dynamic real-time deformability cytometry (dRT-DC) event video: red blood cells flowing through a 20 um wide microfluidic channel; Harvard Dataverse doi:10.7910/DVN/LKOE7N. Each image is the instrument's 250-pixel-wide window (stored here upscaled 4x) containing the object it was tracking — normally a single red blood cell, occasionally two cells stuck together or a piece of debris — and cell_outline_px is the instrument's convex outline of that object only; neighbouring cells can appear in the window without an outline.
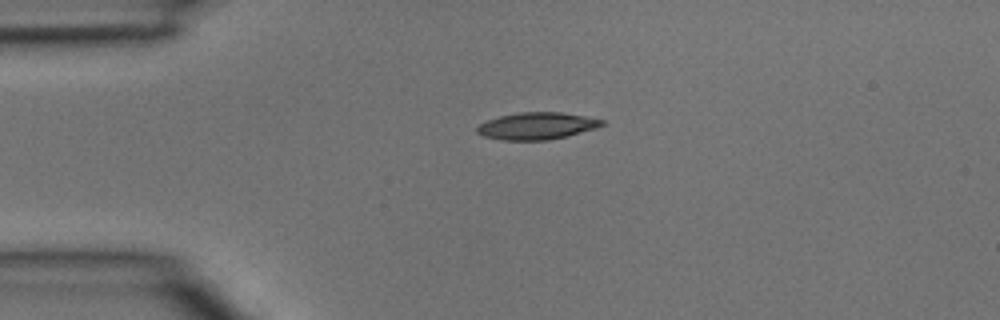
{"species": "common noctule bat (a hibernating species)", "species_latin": "Nyctalus noctula", "temperature_condition": "room temperature", "stored_images_in_passage": 2, "camera_frame_rate_fps": 3000, "um_per_image_px": 0.085, "animal": {"sex": "male", "body_mass_g": 15.6}, "frame": {"image": 1, "passage_image": 1, "time_ms": 0.0, "image_size_px": [1000, 320], "cell_outline_px": [[604, 124], [596, 128], [568, 136], [548, 140], [500, 140], [484, 136], [476, 132], [476, 128], [480, 124], [488, 120], [500, 116], [520, 112], [560, 112], [584, 116], [604, 120]], "centroid_in_image_um": [45.63, 10.71], "position_along_channel_um": 39.4, "area_um2": 19.59}}